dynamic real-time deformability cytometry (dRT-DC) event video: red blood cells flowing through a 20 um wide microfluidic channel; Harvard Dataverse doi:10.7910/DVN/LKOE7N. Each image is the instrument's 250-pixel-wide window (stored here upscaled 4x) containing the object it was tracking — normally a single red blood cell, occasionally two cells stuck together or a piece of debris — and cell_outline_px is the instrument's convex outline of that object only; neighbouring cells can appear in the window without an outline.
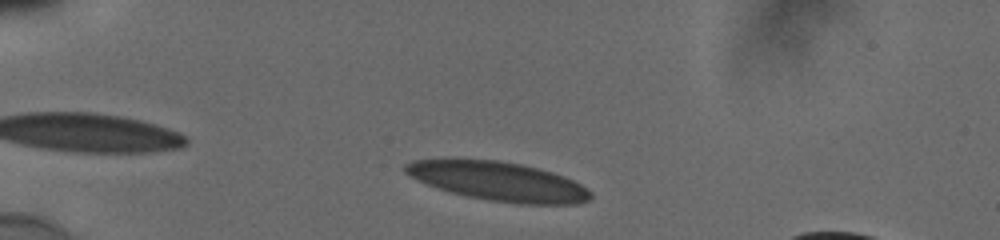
{"species": "human", "species_latin": "Homo sapiens", "temperature_condition": "cold", "stored_images_in_passage": 39, "camera_frame_rate_fps": 3000, "um_per_image_px": 0.085, "donor": {"sex": "male"}, "frame": {"image": 1, "passage_image": 4, "time_ms": 1.0, "image_size_px": [1000, 240], "cell_outline_px": [[592, 196], [588, 200], [576, 204], [516, 204], [488, 200], [468, 196], [436, 188], [416, 180], [404, 172], [404, 164], [412, 160], [496, 160], [520, 164], [552, 172], [564, 176], [580, 184], [592, 192]], "centroid_in_image_um": [42.36, 15.43], "position_along_channel_um": 42.6, "area_um2": 41.79}}
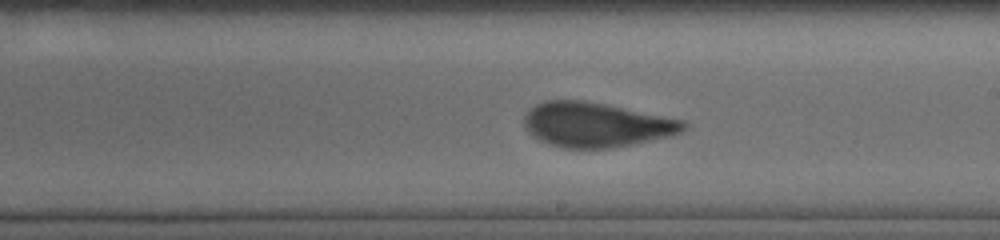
{"frame": {"image": 2, "passage_image": 23, "time_ms": 7.333, "image_size_px": [1000, 240], "cell_outline_px": [[688, 128], [672, 136], [612, 148], [564, 148], [540, 140], [528, 132], [524, 124], [524, 116], [536, 104], [544, 100], [584, 100], [684, 120], [688, 124]], "centroid_in_image_um": [50.7, 10.6], "position_along_channel_um": 238.3, "area_um2": 41.27}}
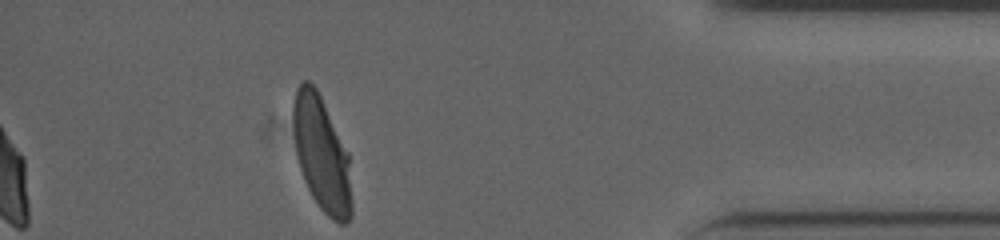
{"frame": {"image": 3, "passage_image": 39, "time_ms": 12.667, "image_size_px": [1000, 240], "cell_outline_px": [[352, 216], [344, 224], [340, 224], [332, 220], [320, 208], [312, 196], [304, 180], [300, 168], [296, 152], [292, 124], [292, 104], [296, 88], [304, 80], [308, 80], [316, 88], [348, 152], [352, 204]], "centroid_in_image_um": [27.33, 13.1], "position_along_channel_um": 407.9, "area_um2": 39.07}, "authors_computed_cell_mechanics": {"area_um2": 41.5582, "velocity_mm_per_s": 3.8464, "shape_relaxation_time_tau1_ms": 7.6781, "shape_relaxation_time_tau2_ms": 0.8908, "deformation_change_tau1": 0.2406, "deformation_change_tau2": 0.0805}}